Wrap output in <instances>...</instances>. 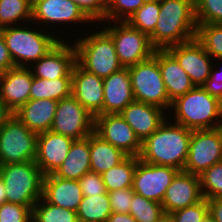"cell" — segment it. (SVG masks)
Wrapping results in <instances>:
<instances>
[{"mask_svg":"<svg viewBox=\"0 0 222 222\" xmlns=\"http://www.w3.org/2000/svg\"><path fill=\"white\" fill-rule=\"evenodd\" d=\"M134 193L133 187L108 192L112 213L129 214Z\"/></svg>","mask_w":222,"mask_h":222,"instance_id":"b9f144b4","label":"cell"},{"mask_svg":"<svg viewBox=\"0 0 222 222\" xmlns=\"http://www.w3.org/2000/svg\"><path fill=\"white\" fill-rule=\"evenodd\" d=\"M167 50L176 58L195 86H202L210 77L214 59L196 38L170 46Z\"/></svg>","mask_w":222,"mask_h":222,"instance_id":"5bb4252c","label":"cell"},{"mask_svg":"<svg viewBox=\"0 0 222 222\" xmlns=\"http://www.w3.org/2000/svg\"><path fill=\"white\" fill-rule=\"evenodd\" d=\"M31 8L32 0H0V29L29 23Z\"/></svg>","mask_w":222,"mask_h":222,"instance_id":"4dcf8cb0","label":"cell"},{"mask_svg":"<svg viewBox=\"0 0 222 222\" xmlns=\"http://www.w3.org/2000/svg\"><path fill=\"white\" fill-rule=\"evenodd\" d=\"M197 24H222V0H195Z\"/></svg>","mask_w":222,"mask_h":222,"instance_id":"8d00e7d4","label":"cell"},{"mask_svg":"<svg viewBox=\"0 0 222 222\" xmlns=\"http://www.w3.org/2000/svg\"><path fill=\"white\" fill-rule=\"evenodd\" d=\"M42 198L50 204L77 211L83 194L78 180L62 179L50 174L44 176Z\"/></svg>","mask_w":222,"mask_h":222,"instance_id":"603a6c76","label":"cell"},{"mask_svg":"<svg viewBox=\"0 0 222 222\" xmlns=\"http://www.w3.org/2000/svg\"><path fill=\"white\" fill-rule=\"evenodd\" d=\"M94 132L128 156L139 157L142 142L120 114L95 116Z\"/></svg>","mask_w":222,"mask_h":222,"instance_id":"4fadbf2b","label":"cell"},{"mask_svg":"<svg viewBox=\"0 0 222 222\" xmlns=\"http://www.w3.org/2000/svg\"><path fill=\"white\" fill-rule=\"evenodd\" d=\"M209 214L215 222H222V199H208Z\"/></svg>","mask_w":222,"mask_h":222,"instance_id":"bcb514c9","label":"cell"},{"mask_svg":"<svg viewBox=\"0 0 222 222\" xmlns=\"http://www.w3.org/2000/svg\"><path fill=\"white\" fill-rule=\"evenodd\" d=\"M196 39L214 60L222 61V24H197Z\"/></svg>","mask_w":222,"mask_h":222,"instance_id":"d6a6232c","label":"cell"},{"mask_svg":"<svg viewBox=\"0 0 222 222\" xmlns=\"http://www.w3.org/2000/svg\"><path fill=\"white\" fill-rule=\"evenodd\" d=\"M0 222H32V211L17 203H4L0 206Z\"/></svg>","mask_w":222,"mask_h":222,"instance_id":"ab89813d","label":"cell"},{"mask_svg":"<svg viewBox=\"0 0 222 222\" xmlns=\"http://www.w3.org/2000/svg\"><path fill=\"white\" fill-rule=\"evenodd\" d=\"M173 119L190 130L214 129L222 126V102L211 96L202 86L178 97L169 109Z\"/></svg>","mask_w":222,"mask_h":222,"instance_id":"3957f363","label":"cell"},{"mask_svg":"<svg viewBox=\"0 0 222 222\" xmlns=\"http://www.w3.org/2000/svg\"><path fill=\"white\" fill-rule=\"evenodd\" d=\"M209 213L208 203L205 198L200 202L175 210L171 213L176 222H200Z\"/></svg>","mask_w":222,"mask_h":222,"instance_id":"f35d334b","label":"cell"},{"mask_svg":"<svg viewBox=\"0 0 222 222\" xmlns=\"http://www.w3.org/2000/svg\"><path fill=\"white\" fill-rule=\"evenodd\" d=\"M13 112L0 99V128L12 117Z\"/></svg>","mask_w":222,"mask_h":222,"instance_id":"7dc6e473","label":"cell"},{"mask_svg":"<svg viewBox=\"0 0 222 222\" xmlns=\"http://www.w3.org/2000/svg\"><path fill=\"white\" fill-rule=\"evenodd\" d=\"M138 160L139 157L127 156L121 163L101 174L107 192L133 187Z\"/></svg>","mask_w":222,"mask_h":222,"instance_id":"f1b7e54d","label":"cell"},{"mask_svg":"<svg viewBox=\"0 0 222 222\" xmlns=\"http://www.w3.org/2000/svg\"><path fill=\"white\" fill-rule=\"evenodd\" d=\"M146 1L145 0H107L106 21H127Z\"/></svg>","mask_w":222,"mask_h":222,"instance_id":"74e56055","label":"cell"},{"mask_svg":"<svg viewBox=\"0 0 222 222\" xmlns=\"http://www.w3.org/2000/svg\"><path fill=\"white\" fill-rule=\"evenodd\" d=\"M32 222H79L76 211L46 202L42 197L32 208Z\"/></svg>","mask_w":222,"mask_h":222,"instance_id":"1f68e13d","label":"cell"},{"mask_svg":"<svg viewBox=\"0 0 222 222\" xmlns=\"http://www.w3.org/2000/svg\"><path fill=\"white\" fill-rule=\"evenodd\" d=\"M104 99L103 114H119L128 104L133 102L131 78L128 68L103 78Z\"/></svg>","mask_w":222,"mask_h":222,"instance_id":"7402d4cb","label":"cell"},{"mask_svg":"<svg viewBox=\"0 0 222 222\" xmlns=\"http://www.w3.org/2000/svg\"><path fill=\"white\" fill-rule=\"evenodd\" d=\"M36 21V22H35ZM38 22V23H37ZM91 22L72 0H32L31 23L50 25ZM52 23V24H51ZM60 23V24H59ZM49 24V26H48Z\"/></svg>","mask_w":222,"mask_h":222,"instance_id":"9a60e30c","label":"cell"},{"mask_svg":"<svg viewBox=\"0 0 222 222\" xmlns=\"http://www.w3.org/2000/svg\"><path fill=\"white\" fill-rule=\"evenodd\" d=\"M38 134L14 114L0 128V165L35 161Z\"/></svg>","mask_w":222,"mask_h":222,"instance_id":"ba28073f","label":"cell"},{"mask_svg":"<svg viewBox=\"0 0 222 222\" xmlns=\"http://www.w3.org/2000/svg\"><path fill=\"white\" fill-rule=\"evenodd\" d=\"M92 22H106L107 0H72Z\"/></svg>","mask_w":222,"mask_h":222,"instance_id":"60d3db41","label":"cell"},{"mask_svg":"<svg viewBox=\"0 0 222 222\" xmlns=\"http://www.w3.org/2000/svg\"><path fill=\"white\" fill-rule=\"evenodd\" d=\"M166 120L142 142L139 159L155 165L171 166L180 171L189 152L192 130Z\"/></svg>","mask_w":222,"mask_h":222,"instance_id":"6da1fadb","label":"cell"},{"mask_svg":"<svg viewBox=\"0 0 222 222\" xmlns=\"http://www.w3.org/2000/svg\"><path fill=\"white\" fill-rule=\"evenodd\" d=\"M76 213L79 222H106L112 213L108 192L83 197Z\"/></svg>","mask_w":222,"mask_h":222,"instance_id":"f546056e","label":"cell"},{"mask_svg":"<svg viewBox=\"0 0 222 222\" xmlns=\"http://www.w3.org/2000/svg\"><path fill=\"white\" fill-rule=\"evenodd\" d=\"M67 42L63 38L44 57L31 64L29 69L32 75L49 80L72 77V68L76 63V48L74 43Z\"/></svg>","mask_w":222,"mask_h":222,"instance_id":"2e32d148","label":"cell"},{"mask_svg":"<svg viewBox=\"0 0 222 222\" xmlns=\"http://www.w3.org/2000/svg\"><path fill=\"white\" fill-rule=\"evenodd\" d=\"M195 0H165L154 32L149 36L155 49L188 42L196 38Z\"/></svg>","mask_w":222,"mask_h":222,"instance_id":"7a4b0ae2","label":"cell"},{"mask_svg":"<svg viewBox=\"0 0 222 222\" xmlns=\"http://www.w3.org/2000/svg\"><path fill=\"white\" fill-rule=\"evenodd\" d=\"M72 96L94 117L102 115L103 78L87 72L76 62L72 68Z\"/></svg>","mask_w":222,"mask_h":222,"instance_id":"e0dca14e","label":"cell"},{"mask_svg":"<svg viewBox=\"0 0 222 222\" xmlns=\"http://www.w3.org/2000/svg\"><path fill=\"white\" fill-rule=\"evenodd\" d=\"M50 130L74 140L84 139L94 131V116L71 95L58 101Z\"/></svg>","mask_w":222,"mask_h":222,"instance_id":"8fae6325","label":"cell"},{"mask_svg":"<svg viewBox=\"0 0 222 222\" xmlns=\"http://www.w3.org/2000/svg\"><path fill=\"white\" fill-rule=\"evenodd\" d=\"M128 155L103 140L94 131L90 134V167L92 172L102 174L121 163Z\"/></svg>","mask_w":222,"mask_h":222,"instance_id":"4316f807","label":"cell"},{"mask_svg":"<svg viewBox=\"0 0 222 222\" xmlns=\"http://www.w3.org/2000/svg\"><path fill=\"white\" fill-rule=\"evenodd\" d=\"M141 142L155 132L166 120V111L154 105L134 100L120 113Z\"/></svg>","mask_w":222,"mask_h":222,"instance_id":"44dd1931","label":"cell"},{"mask_svg":"<svg viewBox=\"0 0 222 222\" xmlns=\"http://www.w3.org/2000/svg\"><path fill=\"white\" fill-rule=\"evenodd\" d=\"M83 197H91L92 195H102L107 192L106 186L102 180L101 174L89 171L79 180Z\"/></svg>","mask_w":222,"mask_h":222,"instance_id":"7bdbcfd3","label":"cell"},{"mask_svg":"<svg viewBox=\"0 0 222 222\" xmlns=\"http://www.w3.org/2000/svg\"><path fill=\"white\" fill-rule=\"evenodd\" d=\"M158 222H176L171 214H164Z\"/></svg>","mask_w":222,"mask_h":222,"instance_id":"f907efd6","label":"cell"},{"mask_svg":"<svg viewBox=\"0 0 222 222\" xmlns=\"http://www.w3.org/2000/svg\"><path fill=\"white\" fill-rule=\"evenodd\" d=\"M159 12L160 3L146 1L127 19V22L132 27L150 36L155 30Z\"/></svg>","mask_w":222,"mask_h":222,"instance_id":"836d02e7","label":"cell"},{"mask_svg":"<svg viewBox=\"0 0 222 222\" xmlns=\"http://www.w3.org/2000/svg\"><path fill=\"white\" fill-rule=\"evenodd\" d=\"M104 26V30L112 37L115 50L123 68L136 65L150 58L155 51L149 36L132 27L127 21H116L114 25Z\"/></svg>","mask_w":222,"mask_h":222,"instance_id":"9c48e42d","label":"cell"},{"mask_svg":"<svg viewBox=\"0 0 222 222\" xmlns=\"http://www.w3.org/2000/svg\"><path fill=\"white\" fill-rule=\"evenodd\" d=\"M222 161V126L192 130L184 170L200 175L213 164Z\"/></svg>","mask_w":222,"mask_h":222,"instance_id":"30bf717a","label":"cell"},{"mask_svg":"<svg viewBox=\"0 0 222 222\" xmlns=\"http://www.w3.org/2000/svg\"><path fill=\"white\" fill-rule=\"evenodd\" d=\"M128 69L134 99L169 111L172 102L167 95L162 79L157 61V49L150 58L130 66Z\"/></svg>","mask_w":222,"mask_h":222,"instance_id":"52a82bcc","label":"cell"},{"mask_svg":"<svg viewBox=\"0 0 222 222\" xmlns=\"http://www.w3.org/2000/svg\"><path fill=\"white\" fill-rule=\"evenodd\" d=\"M74 139L51 130L38 134L35 162L41 172L54 174L66 159Z\"/></svg>","mask_w":222,"mask_h":222,"instance_id":"d6986e66","label":"cell"},{"mask_svg":"<svg viewBox=\"0 0 222 222\" xmlns=\"http://www.w3.org/2000/svg\"><path fill=\"white\" fill-rule=\"evenodd\" d=\"M23 27L21 25L5 27L1 32L15 67L29 68L31 63L44 57L62 38L56 36L55 32L52 33L50 28L48 33V29L39 30L40 27L30 26V29L28 24Z\"/></svg>","mask_w":222,"mask_h":222,"instance_id":"277c9868","label":"cell"},{"mask_svg":"<svg viewBox=\"0 0 222 222\" xmlns=\"http://www.w3.org/2000/svg\"><path fill=\"white\" fill-rule=\"evenodd\" d=\"M180 170L163 165L137 161L133 179V190L146 199L162 203L167 188Z\"/></svg>","mask_w":222,"mask_h":222,"instance_id":"7c38bea8","label":"cell"},{"mask_svg":"<svg viewBox=\"0 0 222 222\" xmlns=\"http://www.w3.org/2000/svg\"><path fill=\"white\" fill-rule=\"evenodd\" d=\"M32 72L26 67H14L0 74V99L14 113L30 100Z\"/></svg>","mask_w":222,"mask_h":222,"instance_id":"ffe728a7","label":"cell"},{"mask_svg":"<svg viewBox=\"0 0 222 222\" xmlns=\"http://www.w3.org/2000/svg\"><path fill=\"white\" fill-rule=\"evenodd\" d=\"M58 101L30 99L13 114L32 132L37 134L51 129Z\"/></svg>","mask_w":222,"mask_h":222,"instance_id":"d4e9b609","label":"cell"},{"mask_svg":"<svg viewBox=\"0 0 222 222\" xmlns=\"http://www.w3.org/2000/svg\"><path fill=\"white\" fill-rule=\"evenodd\" d=\"M106 222H137L130 214L111 213Z\"/></svg>","mask_w":222,"mask_h":222,"instance_id":"c3c4849f","label":"cell"},{"mask_svg":"<svg viewBox=\"0 0 222 222\" xmlns=\"http://www.w3.org/2000/svg\"><path fill=\"white\" fill-rule=\"evenodd\" d=\"M202 199L199 176L179 171L167 188L161 204L164 213L171 214L175 210L194 205Z\"/></svg>","mask_w":222,"mask_h":222,"instance_id":"ac0fdd59","label":"cell"},{"mask_svg":"<svg viewBox=\"0 0 222 222\" xmlns=\"http://www.w3.org/2000/svg\"><path fill=\"white\" fill-rule=\"evenodd\" d=\"M72 95V77L42 79L34 77L30 88V99H53L59 101Z\"/></svg>","mask_w":222,"mask_h":222,"instance_id":"83f0119b","label":"cell"},{"mask_svg":"<svg viewBox=\"0 0 222 222\" xmlns=\"http://www.w3.org/2000/svg\"><path fill=\"white\" fill-rule=\"evenodd\" d=\"M129 214L137 222H158L165 213L162 204L134 193Z\"/></svg>","mask_w":222,"mask_h":222,"instance_id":"e575fe53","label":"cell"},{"mask_svg":"<svg viewBox=\"0 0 222 222\" xmlns=\"http://www.w3.org/2000/svg\"><path fill=\"white\" fill-rule=\"evenodd\" d=\"M215 69H217L216 65L215 67L213 65L211 68L210 77L205 81L202 87L211 96L218 98L222 102V68L220 70Z\"/></svg>","mask_w":222,"mask_h":222,"instance_id":"ee69618b","label":"cell"},{"mask_svg":"<svg viewBox=\"0 0 222 222\" xmlns=\"http://www.w3.org/2000/svg\"><path fill=\"white\" fill-rule=\"evenodd\" d=\"M8 203L27 206L31 211L42 197L44 174L35 161L0 165Z\"/></svg>","mask_w":222,"mask_h":222,"instance_id":"8992f818","label":"cell"},{"mask_svg":"<svg viewBox=\"0 0 222 222\" xmlns=\"http://www.w3.org/2000/svg\"><path fill=\"white\" fill-rule=\"evenodd\" d=\"M89 171H91L90 135L87 138L73 141L66 159L54 175L62 179L79 180Z\"/></svg>","mask_w":222,"mask_h":222,"instance_id":"484cf974","label":"cell"},{"mask_svg":"<svg viewBox=\"0 0 222 222\" xmlns=\"http://www.w3.org/2000/svg\"><path fill=\"white\" fill-rule=\"evenodd\" d=\"M199 178L203 198L222 199V161L213 164Z\"/></svg>","mask_w":222,"mask_h":222,"instance_id":"d590c367","label":"cell"},{"mask_svg":"<svg viewBox=\"0 0 222 222\" xmlns=\"http://www.w3.org/2000/svg\"><path fill=\"white\" fill-rule=\"evenodd\" d=\"M87 33L86 37L74 41L76 62L87 72L101 78L120 71L123 66L119 62L112 37L103 28Z\"/></svg>","mask_w":222,"mask_h":222,"instance_id":"5b68a950","label":"cell"},{"mask_svg":"<svg viewBox=\"0 0 222 222\" xmlns=\"http://www.w3.org/2000/svg\"><path fill=\"white\" fill-rule=\"evenodd\" d=\"M200 222H215V221L212 219L211 215L208 213V214L204 217V219L201 220Z\"/></svg>","mask_w":222,"mask_h":222,"instance_id":"816d5d0a","label":"cell"},{"mask_svg":"<svg viewBox=\"0 0 222 222\" xmlns=\"http://www.w3.org/2000/svg\"><path fill=\"white\" fill-rule=\"evenodd\" d=\"M145 1L162 3V2L165 1V0H145Z\"/></svg>","mask_w":222,"mask_h":222,"instance_id":"f5cc1de1","label":"cell"},{"mask_svg":"<svg viewBox=\"0 0 222 222\" xmlns=\"http://www.w3.org/2000/svg\"><path fill=\"white\" fill-rule=\"evenodd\" d=\"M157 61L171 102L195 87L190 76L167 49H157Z\"/></svg>","mask_w":222,"mask_h":222,"instance_id":"cb8c5ba5","label":"cell"},{"mask_svg":"<svg viewBox=\"0 0 222 222\" xmlns=\"http://www.w3.org/2000/svg\"><path fill=\"white\" fill-rule=\"evenodd\" d=\"M4 203H7L6 190L3 179L0 175V206Z\"/></svg>","mask_w":222,"mask_h":222,"instance_id":"681fc988","label":"cell"},{"mask_svg":"<svg viewBox=\"0 0 222 222\" xmlns=\"http://www.w3.org/2000/svg\"><path fill=\"white\" fill-rule=\"evenodd\" d=\"M14 67L15 65L13 63L10 52L5 44L1 29H0V74Z\"/></svg>","mask_w":222,"mask_h":222,"instance_id":"f6af8a7d","label":"cell"}]
</instances>
